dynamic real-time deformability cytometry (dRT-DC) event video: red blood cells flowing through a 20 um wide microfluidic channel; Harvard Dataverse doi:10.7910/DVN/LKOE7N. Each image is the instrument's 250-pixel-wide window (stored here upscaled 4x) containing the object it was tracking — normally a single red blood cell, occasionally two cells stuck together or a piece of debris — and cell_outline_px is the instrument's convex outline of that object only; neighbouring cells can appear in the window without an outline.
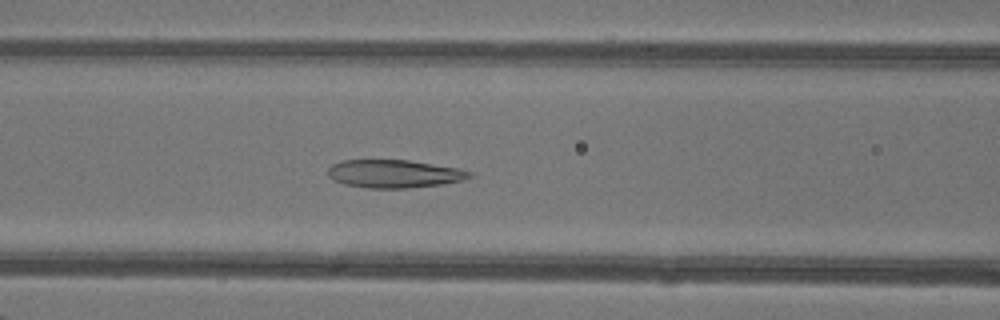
{"species": "common noctule bat (a hibernating species)", "species_latin": "Nyctalus noctula", "temperature_condition": "warm", "stored_images_in_passage": 46, "camera_frame_rate_fps": 3000, "um_per_image_px": 0.085, "animal": {"sex": "female"}, "frame": {"image": 1, "passage_image": 19, "time_ms": 6.0, "image_size_px": [1000, 320], "cell_outline_px": [[472, 176], [460, 180], [440, 184], [408, 188], [368, 188], [344, 184], [328, 176], [328, 168], [332, 164], [340, 160], [408, 160], [456, 168], [472, 172]], "centroid_in_image_um": [33.45, 14.76], "position_along_channel_um": 133.2, "area_um2": 22.83}}
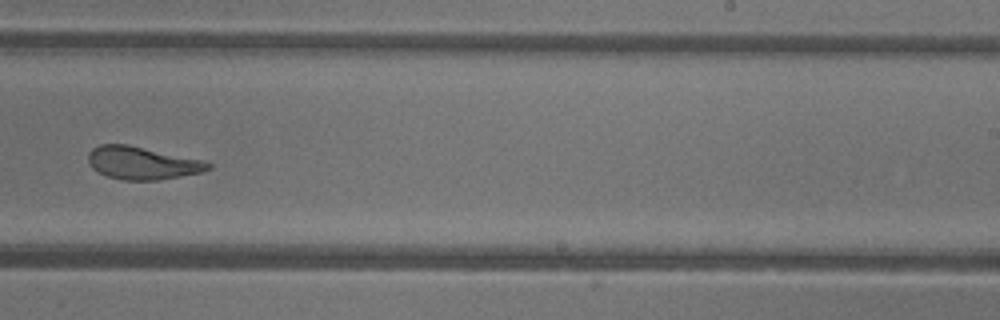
{"frame": {"image": 2, "passage_image": 29, "time_ms": 9.333, "image_size_px": [1000, 320], "cell_outline_px": [[212, 168], [200, 172], [180, 176], [156, 180], [120, 180], [108, 176], [92, 168], [88, 164], [88, 152], [92, 148], [100, 144], [124, 144], [208, 160], [212, 164]], "centroid_in_image_um": [12.11, 13.85], "position_along_channel_um": 276.9, "area_um2": 23.0}}
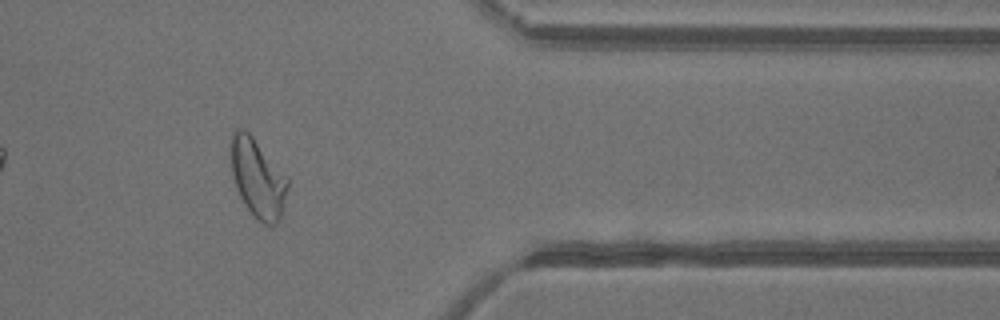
{"frame": {"image": 3, "passage_image": 38, "time_ms": 12.333, "image_size_px": [1000, 320], "cell_outline_px": [[288, 188], [284, 208], [280, 220], [276, 224], [264, 224], [256, 220], [244, 204], [236, 188], [232, 172], [228, 148], [232, 132], [236, 128], [244, 128], [252, 136], [288, 176]], "centroid_in_image_um": [21.89, 15.13], "position_along_channel_um": 389.5, "area_um2": 26.7}, "authors_computed_cell_mechanics": {"area_um2": 26.4435, "velocity_mm_per_s": 4.3374, "shape_relaxation_time_tau1_ms": 8.4355, "shape_relaxation_time_tau2_ms": 1.2744, "deformation_change_tau1": 0.2453, "deformation_change_tau2": 0.0876}}